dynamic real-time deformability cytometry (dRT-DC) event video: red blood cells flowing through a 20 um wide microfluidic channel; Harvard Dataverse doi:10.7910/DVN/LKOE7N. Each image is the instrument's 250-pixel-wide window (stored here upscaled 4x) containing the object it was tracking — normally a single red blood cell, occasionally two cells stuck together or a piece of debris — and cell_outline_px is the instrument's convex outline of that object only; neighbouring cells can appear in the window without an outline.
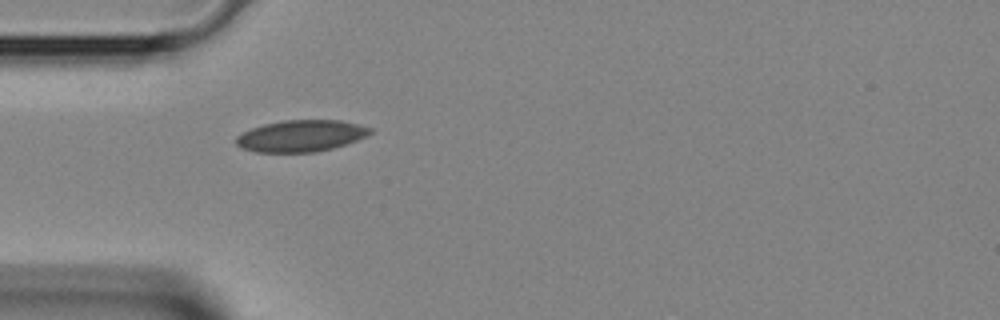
{"species": "Egyptian fruit bat (a non-hibernating species)", "species_latin": "Rousettus aegyptiacus", "temperature_condition": "room temperature", "stored_images_in_passage": 2, "camera_frame_rate_fps": 3000, "um_per_image_px": 0.085, "animal": {"sex": "female"}, "frame": {"image": 1, "passage_image": 2, "time_ms": 0.333, "image_size_px": [1000, 320], "cell_outline_px": [[372, 132], [368, 136], [332, 148], [316, 152], [256, 152], [240, 148], [236, 144], [236, 136], [252, 128], [264, 124], [284, 120], [340, 120], [372, 128]], "centroid_in_image_um": [25.57, 11.55], "position_along_channel_um": 59.4, "area_um2": 24.57}}